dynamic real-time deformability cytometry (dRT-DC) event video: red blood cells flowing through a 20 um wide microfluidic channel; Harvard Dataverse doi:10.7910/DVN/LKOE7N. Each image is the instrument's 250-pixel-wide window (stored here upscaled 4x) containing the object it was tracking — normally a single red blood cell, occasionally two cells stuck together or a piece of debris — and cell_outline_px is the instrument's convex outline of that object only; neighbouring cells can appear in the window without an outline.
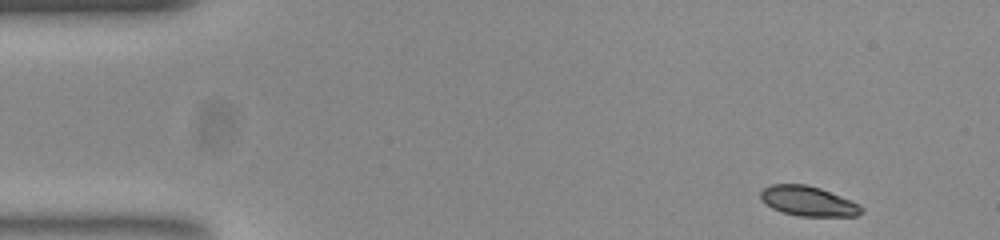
{"species": "common noctule bat (a hibernating species)", "species_latin": "Nyctalus noctula", "temperature_condition": "room temperature", "stored_images_in_passage": 49, "camera_frame_rate_fps": 3000, "um_per_image_px": 0.085, "animal": {"sex": "female", "body_mass_g": 23.0, "forearm_length_mm": 53.4}, "frame": {"image": 1, "passage_image": 1, "time_ms": 0.0, "image_size_px": [1000, 240], "cell_outline_px": [[864, 212], [856, 216], [800, 216], [784, 212], [772, 208], [764, 204], [760, 200], [760, 192], [764, 188], [772, 184], [804, 184], [820, 188], [860, 204], [864, 208]], "centroid_in_image_um": [68.69, 17.1], "position_along_channel_um": 16.3, "area_um2": 17.57}}
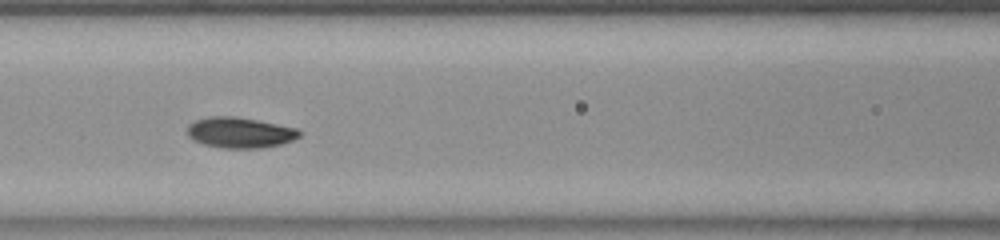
{"frame": {"image": 2, "passage_image": 19, "time_ms": 6.0, "image_size_px": [1000, 240], "cell_outline_px": [[300, 136], [292, 140], [280, 144], [260, 148], [224, 148], [204, 144], [192, 140], [188, 136], [188, 124], [196, 120], [212, 116], [232, 116], [256, 120], [296, 128], [300, 132]], "centroid_in_image_um": [20.36, 11.27], "position_along_channel_um": 146.2, "area_um2": 19.77}}
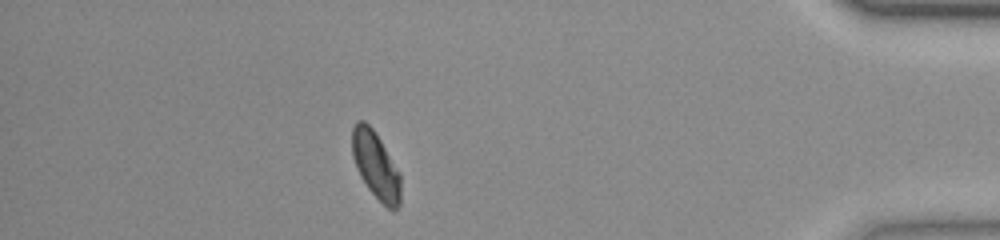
{"frame": {"image": 3, "passage_image": 43, "time_ms": 14.0, "image_size_px": [1000, 240], "cell_outline_px": [[400, 204], [392, 212], [368, 188], [360, 176], [356, 168], [352, 156], [352, 128], [356, 120], [364, 120], [372, 128], [380, 140], [400, 172]], "centroid_in_image_um": [31.93, 14.03], "position_along_channel_um": 403.3, "area_um2": 18.9}, "authors_computed_cell_mechanics": {"area_um2": 18.9006, "velocity_mm_per_s": 3.8234, "shape_relaxation_time_tau1_ms": 1.5974, "shape_relaxation_time_tau2_ms": 1.4201, "deformation_change_tau1": 0.1129, "deformation_change_tau2": 0.0531}}